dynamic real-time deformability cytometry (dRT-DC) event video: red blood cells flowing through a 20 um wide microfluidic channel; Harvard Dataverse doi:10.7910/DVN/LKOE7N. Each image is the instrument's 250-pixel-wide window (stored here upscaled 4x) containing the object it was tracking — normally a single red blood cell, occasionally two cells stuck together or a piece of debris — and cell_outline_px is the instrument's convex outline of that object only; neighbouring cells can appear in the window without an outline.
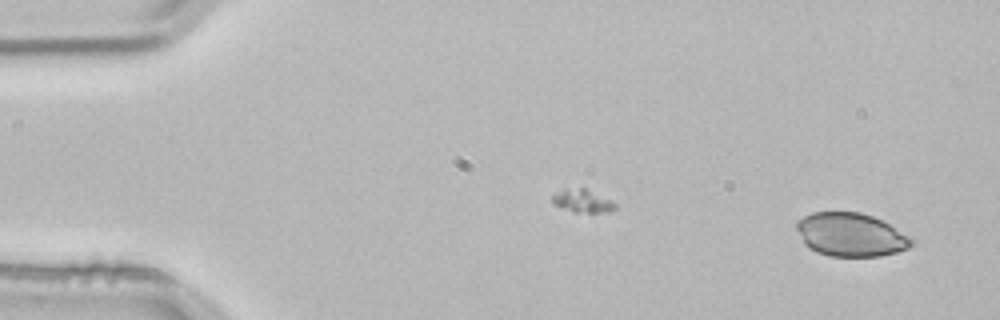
{"species": "common noctule bat (a hibernating species)", "species_latin": "Nyctalus noctula", "temperature_condition": "room temperature", "stored_images_in_passage": 3, "camera_frame_rate_fps": 3000, "um_per_image_px": 0.085, "animal": {"sex": "male", "body_mass_g": 21.5, "forearm_length_mm": 52.0}, "frame": {"image": 1, "passage_image": 3, "time_ms": 0.667, "image_size_px": [1000, 320], "cell_outline_px": [[912, 244], [908, 248], [896, 252], [880, 256], [828, 256], [816, 252], [808, 248], [804, 244], [796, 228], [796, 220], [812, 212], [860, 212], [872, 216], [888, 224], [908, 236], [912, 240]], "centroid_in_image_um": [72.25, 19.95], "position_along_channel_um": 12.7, "area_um2": 28.96}}